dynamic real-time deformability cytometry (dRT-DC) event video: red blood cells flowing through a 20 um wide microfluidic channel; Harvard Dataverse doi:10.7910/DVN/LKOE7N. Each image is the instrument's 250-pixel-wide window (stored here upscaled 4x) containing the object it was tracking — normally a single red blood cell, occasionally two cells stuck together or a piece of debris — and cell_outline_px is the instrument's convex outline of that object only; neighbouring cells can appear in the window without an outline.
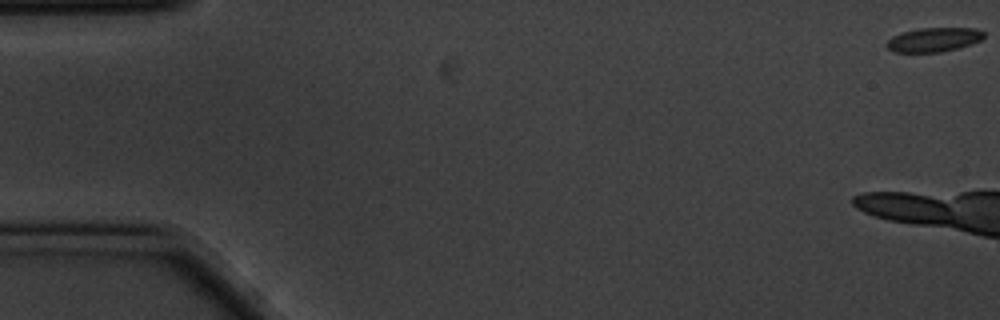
{"species": "common noctule bat (a hibernating species)", "species_latin": "Nyctalus noctula", "temperature_condition": "cold", "stored_images_in_passage": 5, "camera_frame_rate_fps": 3000, "um_per_image_px": 0.085, "animal": {"sex": "male", "body_mass_g": 20.1, "forearm_length_mm": 53.5}, "frame": {"image": 1, "passage_image": 1, "time_ms": 0.0, "image_size_px": [1000, 320], "cell_outline_px": [[984, 36], [980, 40], [956, 48], [940, 52], [892, 52], [884, 44], [892, 36], [904, 32], [920, 28], [976, 28], [984, 32]], "centroid_in_image_um": [79.32, 3.37], "position_along_channel_um": 5.7, "area_um2": 13.53}}